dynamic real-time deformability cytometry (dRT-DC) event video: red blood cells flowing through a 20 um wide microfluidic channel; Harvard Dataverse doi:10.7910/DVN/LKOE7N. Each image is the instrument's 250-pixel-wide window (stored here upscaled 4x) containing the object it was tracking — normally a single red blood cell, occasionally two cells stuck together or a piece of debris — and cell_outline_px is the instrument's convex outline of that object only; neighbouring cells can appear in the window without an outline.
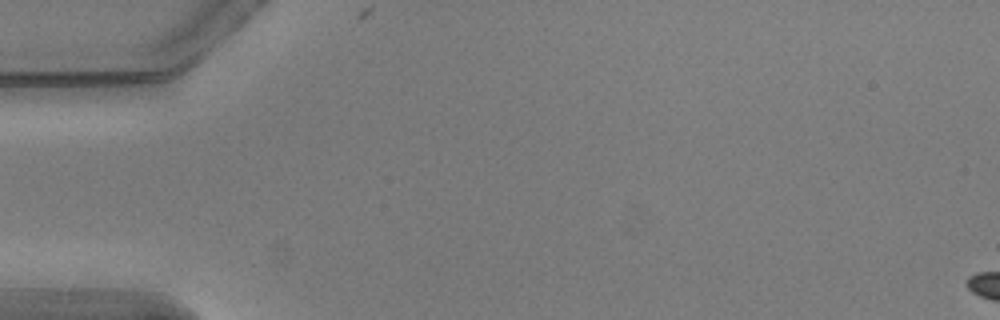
{"species": "common noctule bat (a hibernating species)", "species_latin": "Nyctalus noctula", "temperature_condition": "warm", "stored_images_in_passage": 2, "camera_frame_rate_fps": 3000, "um_per_image_px": 0.085, "animal": {"sex": "male", "body_mass_g": 20.5, "forearm_length_mm": 52.5}, "frame": {"image": 1, "passage_image": 1, "time_ms": 0.0, "image_size_px": [1000, 320], "cell_outline_px": [[196, 60], [192, 64], [180, 72], [164, 76], [144, 80], [12, 80], [12, 76], [44, 72], [196, 56]], "centroid_in_image_um": [9.9, 6.06], "position_along_channel_um": 75.1, "area_um2": 16.42}}